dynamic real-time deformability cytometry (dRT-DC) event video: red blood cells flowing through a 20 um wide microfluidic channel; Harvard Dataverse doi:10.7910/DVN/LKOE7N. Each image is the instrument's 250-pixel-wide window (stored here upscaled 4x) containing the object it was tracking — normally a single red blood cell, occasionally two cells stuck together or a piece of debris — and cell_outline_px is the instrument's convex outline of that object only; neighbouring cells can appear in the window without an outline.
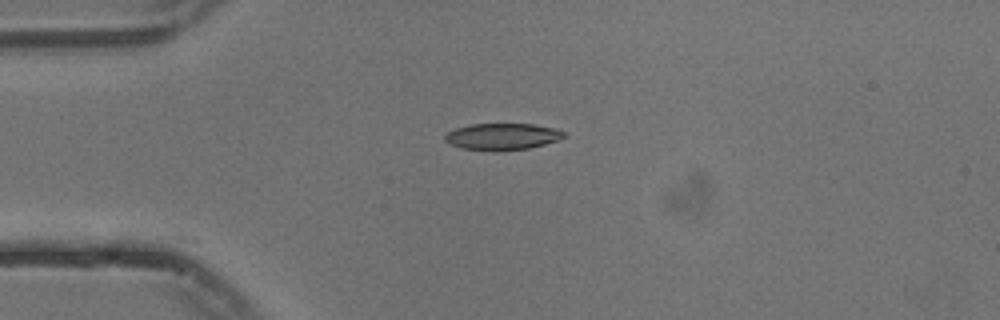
{"species": "common noctule bat (a hibernating species)", "species_latin": "Nyctalus noctula", "temperature_condition": "cold", "stored_images_in_passage": 42, "camera_frame_rate_fps": 3000, "um_per_image_px": 0.085, "animal": {"sex": "male", "body_mass_g": 13.3}, "frame": {"image": 1, "passage_image": 1, "time_ms": 0.0, "image_size_px": [1000, 320], "cell_outline_px": [[564, 136], [560, 140], [528, 148], [464, 148], [452, 144], [444, 140], [444, 136], [448, 132], [456, 128], [472, 124], [532, 124], [556, 128], [564, 132]], "centroid_in_image_um": [42.74, 11.55], "position_along_channel_um": 42.3, "area_um2": 17.51}}
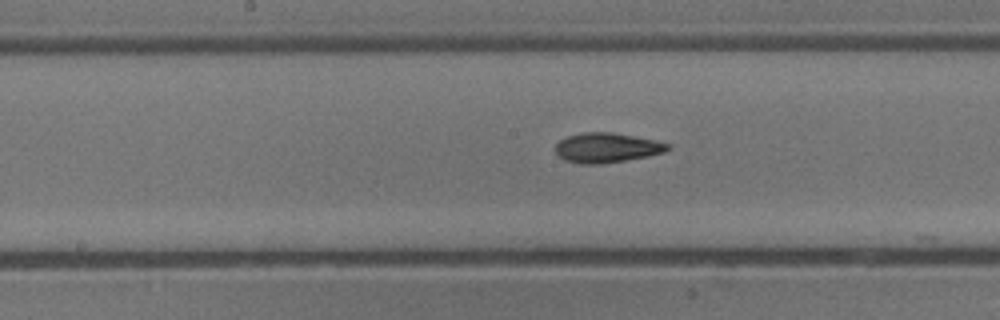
{"frame": {"image": 2, "passage_image": 15, "time_ms": 4.667, "image_size_px": [1000, 320], "cell_outline_px": [[672, 148], [664, 152], [624, 160], [600, 164], [580, 164], [564, 160], [556, 152], [556, 144], [560, 140], [568, 136], [580, 132], [612, 132], [672, 144]], "centroid_in_image_um": [51.55, 12.55], "position_along_channel_um": 196.6, "area_um2": 19.25}}
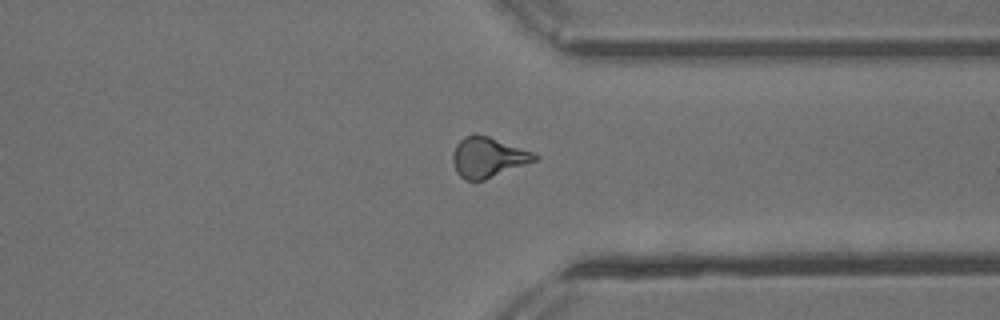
{"frame": {"image": 3, "passage_image": 29, "time_ms": 9.333, "image_size_px": [1000, 320], "cell_outline_px": [[540, 156], [536, 160], [484, 180], [464, 180], [456, 172], [452, 160], [452, 152], [456, 144], [464, 136], [476, 132], [536, 152]], "centroid_in_image_um": [41.47, 13.34], "position_along_channel_um": 369.9, "area_um2": 19.42}, "authors_computed_cell_mechanics": {"area_um2": 19.0162, "velocity_mm_per_s": 3.7663, "shape_relaxation_time_tau1_ms": 4.5192, "shape_relaxation_time_tau2_ms": 3.5503, "deformation_change_tau1": 0.1482, "deformation_change_tau2": 0.1195}}